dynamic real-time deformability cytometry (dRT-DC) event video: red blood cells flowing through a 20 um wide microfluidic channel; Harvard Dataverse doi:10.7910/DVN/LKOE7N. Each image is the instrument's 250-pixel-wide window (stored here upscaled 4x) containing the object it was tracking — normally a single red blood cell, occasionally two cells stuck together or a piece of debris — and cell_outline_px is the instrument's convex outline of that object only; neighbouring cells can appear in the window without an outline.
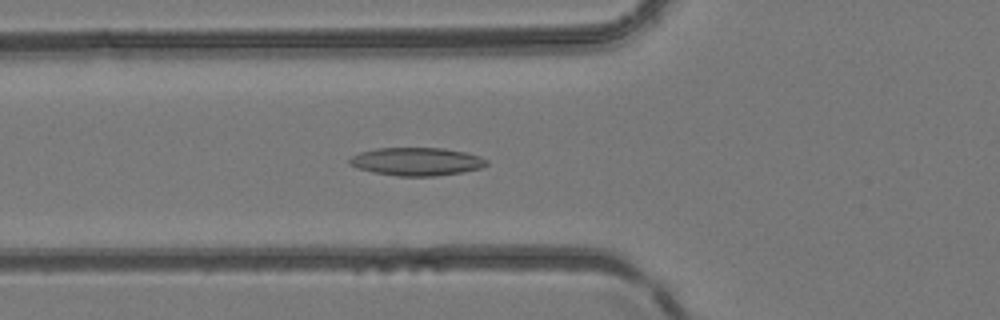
{"species": "common noctule bat (a hibernating species)", "species_latin": "Nyctalus noctula", "temperature_condition": "room temperature", "stored_images_in_passage": 47, "camera_frame_rate_fps": 3000, "um_per_image_px": 0.085, "animal": {"sex": "female", "body_mass_g": 24.6, "forearm_length_mm": 56.2}, "frame": {"image": 1, "passage_image": 18, "time_ms": 5.667, "image_size_px": [1000, 320], "cell_outline_px": [[488, 164], [484, 168], [464, 172], [436, 176], [396, 176], [372, 172], [356, 168], [348, 164], [348, 156], [360, 152], [376, 148], [444, 148], [464, 152], [480, 156], [488, 160]], "centroid_in_image_um": [35.39, 13.74], "position_along_channel_um": 90.4, "area_um2": 22.83}}
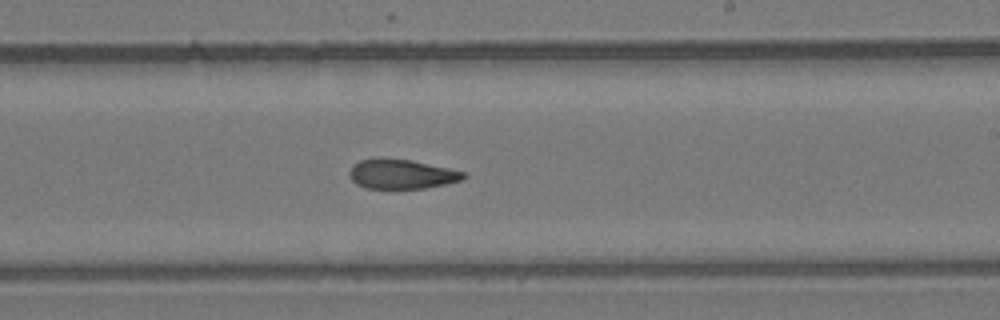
{"frame": {"image": 2, "passage_image": 29, "time_ms": 9.333, "image_size_px": [1000, 320], "cell_outline_px": [[468, 176], [464, 180], [424, 188], [396, 192], [364, 188], [356, 184], [348, 176], [348, 172], [352, 164], [360, 160], [412, 160], [448, 168], [464, 172]], "centroid_in_image_um": [34.11, 14.88], "position_along_channel_um": 254.9, "area_um2": 20.17}}
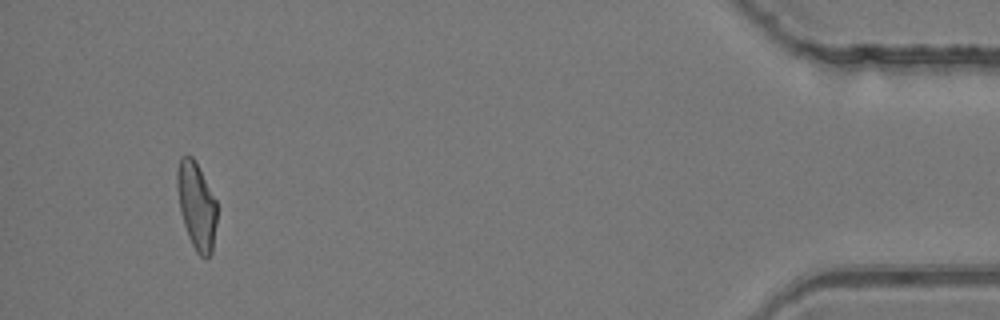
{"frame": {"image": 3, "passage_image": 45, "time_ms": 14.667, "image_size_px": [1000, 320], "cell_outline_px": [[216, 224], [212, 252], [204, 260], [196, 252], [188, 236], [180, 212], [176, 188], [176, 172], [180, 156], [192, 156], [196, 160], [216, 200]], "centroid_in_image_um": [16.69, 17.46], "position_along_channel_um": 418.5, "area_um2": 20.46}}